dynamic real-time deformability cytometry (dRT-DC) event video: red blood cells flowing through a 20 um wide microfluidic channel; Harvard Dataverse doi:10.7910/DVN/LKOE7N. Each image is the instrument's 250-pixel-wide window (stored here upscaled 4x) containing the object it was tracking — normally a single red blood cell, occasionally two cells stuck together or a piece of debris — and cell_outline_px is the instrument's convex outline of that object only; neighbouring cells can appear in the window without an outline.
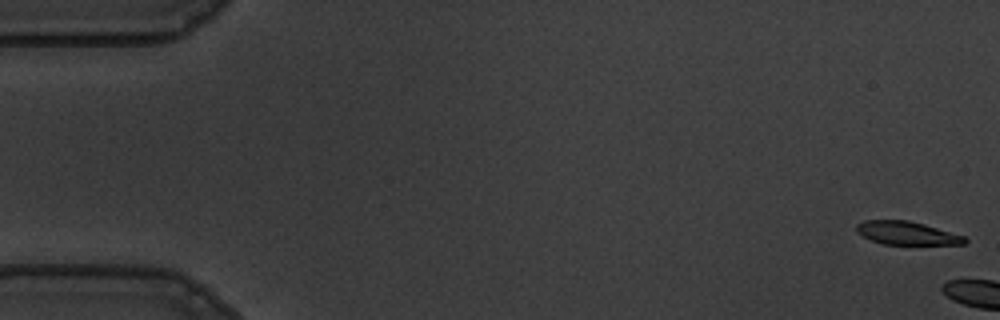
{"species": "common noctule bat (a hibernating species)", "species_latin": "Nyctalus noctula", "temperature_condition": "warm", "stored_images_in_passage": 4, "camera_frame_rate_fps": 3000, "um_per_image_px": 0.085, "animal": {"sex": "male", "body_mass_g": 19.5, "forearm_length_mm": 54.6}, "frame": {"image": 1, "passage_image": 1, "time_ms": 0.0, "image_size_px": [1000, 320], "cell_outline_px": [[968, 240], [964, 244], [884, 244], [872, 240], [856, 232], [856, 224], [864, 220], [908, 220], [924, 224], [964, 236]], "centroid_in_image_um": [77.06, 19.8], "position_along_channel_um": 7.9, "area_um2": 14.51}}